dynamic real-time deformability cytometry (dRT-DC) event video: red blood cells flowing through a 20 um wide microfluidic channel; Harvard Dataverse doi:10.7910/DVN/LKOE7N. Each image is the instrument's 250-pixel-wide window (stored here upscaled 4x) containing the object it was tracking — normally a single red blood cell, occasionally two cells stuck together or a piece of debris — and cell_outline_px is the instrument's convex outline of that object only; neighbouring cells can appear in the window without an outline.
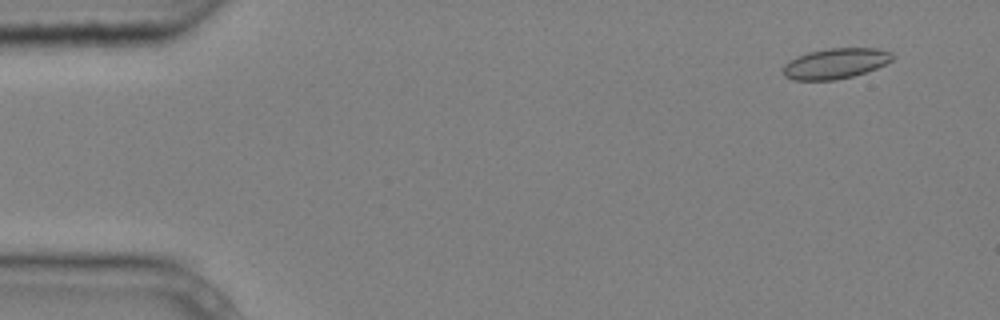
{"species": "common noctule bat (a hibernating species)", "species_latin": "Nyctalus noctula", "temperature_condition": "cold", "stored_images_in_passage": 5, "camera_frame_rate_fps": 3000, "um_per_image_px": 0.085, "animal": {"sex": "male", "body_mass_g": 20.4}, "frame": {"image": 1, "passage_image": 2, "time_ms": 0.333, "image_size_px": [1000, 320], "cell_outline_px": [[896, 56], [892, 60], [876, 68], [852, 76], [836, 80], [792, 80], [784, 76], [784, 64], [808, 52], [828, 48], [876, 48], [892, 52]], "centroid_in_image_um": [71.04, 5.39], "position_along_channel_um": 14.0, "area_um2": 19.25}}